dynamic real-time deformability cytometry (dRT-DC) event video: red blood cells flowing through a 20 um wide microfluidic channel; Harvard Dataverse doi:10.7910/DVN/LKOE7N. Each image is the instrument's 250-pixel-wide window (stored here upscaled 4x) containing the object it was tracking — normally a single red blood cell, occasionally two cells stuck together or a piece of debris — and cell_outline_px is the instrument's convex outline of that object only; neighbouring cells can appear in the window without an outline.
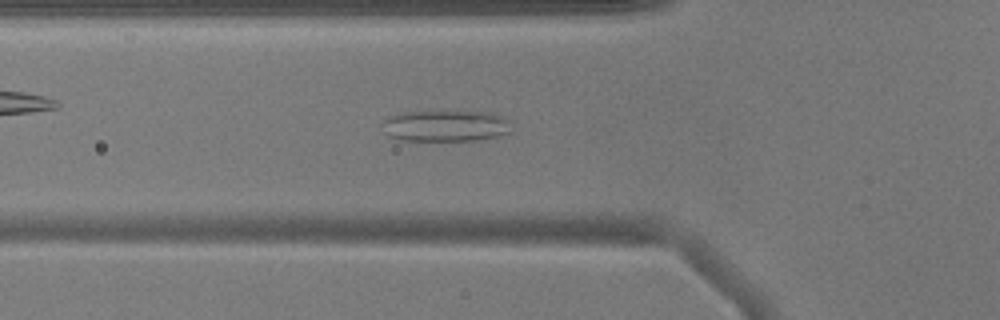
{"species": "common noctule bat (a hibernating species)", "species_latin": "Nyctalus noctula", "temperature_condition": "warm", "stored_images_in_passage": 48, "camera_frame_rate_fps": 3000, "um_per_image_px": 0.085, "animal": {"sex": "male", "body_mass_g": 17.9}, "frame": {"image": 1, "passage_image": 14, "time_ms": 4.333, "image_size_px": [1000, 320], "cell_outline_px": [[512, 132], [500, 136], [476, 140], [400, 140], [388, 136], [380, 124], [384, 120], [400, 112], [492, 112], [512, 120]], "centroid_in_image_um": [37.94, 10.7], "position_along_channel_um": 87.9, "area_um2": 23.76}}
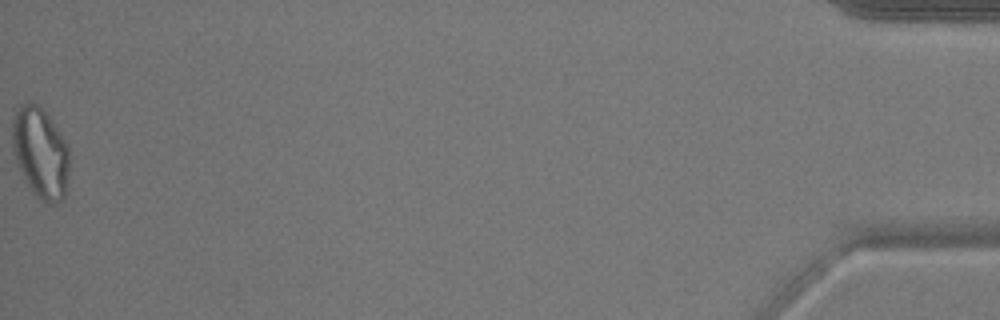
{"frame": {"image": 2, "passage_image": 48, "time_ms": 15.667, "image_size_px": [1000, 320], "cell_outline_px": [[68, 168], [64, 196], [56, 204], [52, 204], [36, 196], [32, 192], [16, 160], [12, 140], [12, 120], [16, 112], [28, 100], [36, 104], [48, 116], [68, 144]], "centroid_in_image_um": [3.44, 12.97], "position_along_channel_um": 431.8, "area_um2": 29.36}, "authors_computed_cell_mechanics": {"area_um2": 24.5361, "velocity_mm_per_s": 3.9156, "shape_relaxation_time_tau1_ms": null, "shape_relaxation_time_tau2_ms": 2.1917, "deformation_change_tau1": null, "deformation_change_tau2": 0.1171}}